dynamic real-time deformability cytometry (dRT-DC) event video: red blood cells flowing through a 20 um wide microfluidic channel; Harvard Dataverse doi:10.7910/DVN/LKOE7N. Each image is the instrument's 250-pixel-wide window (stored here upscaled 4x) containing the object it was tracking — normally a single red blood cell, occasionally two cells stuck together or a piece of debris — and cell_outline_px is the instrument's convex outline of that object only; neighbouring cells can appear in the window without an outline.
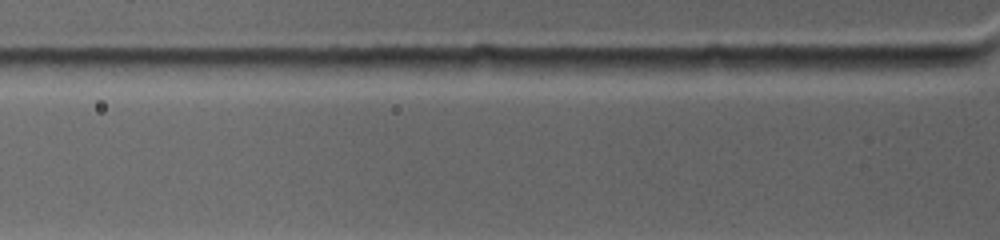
{"species": "common noctule bat (a hibernating species)", "species_latin": "Nyctalus noctula", "temperature_condition": "warm", "stored_images_in_passage": 4, "segment_of_instrument_passage": [2, 2], "camera_frame_rate_fps": 4500, "um_per_image_px": 0.085, "animal": {"sex": "female", "body_mass_g": 19.0, "forearm_length_mm": 53.3}, "frame": {"image": 1, "passage_image": 4, "time_ms": 0.889, "image_size_px": [1000, 240], "cell_outline_px": [[984, 52], [980, 60], [968, 64], [940, 68], [880, 72], [840, 68], [840, 64], [860, 56]], "centroid_in_image_um": [77.4, 5.25], "position_along_channel_um": 48.4, "area_um2": 13.87}}